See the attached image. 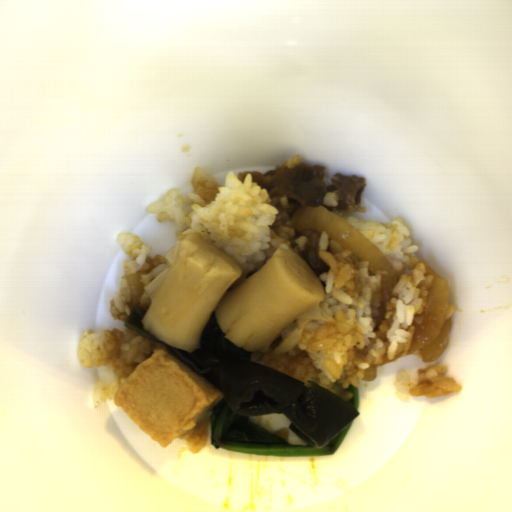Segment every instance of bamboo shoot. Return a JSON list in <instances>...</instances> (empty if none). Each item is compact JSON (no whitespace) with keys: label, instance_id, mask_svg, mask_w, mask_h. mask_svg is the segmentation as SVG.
I'll list each match as a JSON object with an SVG mask.
<instances>
[{"label":"bamboo shoot","instance_id":"obj_1","mask_svg":"<svg viewBox=\"0 0 512 512\" xmlns=\"http://www.w3.org/2000/svg\"><path fill=\"white\" fill-rule=\"evenodd\" d=\"M181 246L182 241L173 245L165 253V261L163 264L155 267L150 273L144 274L140 277L142 280L143 288L146 290L151 303L161 288Z\"/></svg>","mask_w":512,"mask_h":512}]
</instances>
